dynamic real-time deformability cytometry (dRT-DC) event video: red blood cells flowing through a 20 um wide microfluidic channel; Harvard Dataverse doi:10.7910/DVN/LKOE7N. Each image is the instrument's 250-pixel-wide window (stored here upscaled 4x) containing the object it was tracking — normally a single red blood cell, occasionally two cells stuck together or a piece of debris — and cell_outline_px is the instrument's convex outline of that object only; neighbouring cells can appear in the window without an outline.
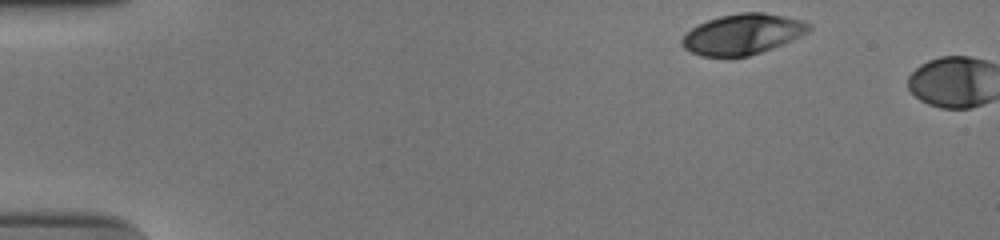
{"species": "human", "species_latin": "Homo sapiens", "temperature_condition": "cold", "stored_images_in_passage": 3, "camera_frame_rate_fps": 3000, "um_per_image_px": 0.085, "donor": {"sex": "male"}, "frame": {"image": 1, "passage_image": 1, "time_ms": 0.0, "image_size_px": [1000, 240], "cell_outline_px": [[812, 28], [808, 32], [800, 36], [772, 48], [748, 56], [700, 56], [684, 48], [680, 44], [680, 40], [692, 28], [708, 20], [720, 16], [740, 12], [764, 12], [784, 16], [800, 20], [812, 24]], "centroid_in_image_um": [63.13, 2.9], "position_along_channel_um": 21.9, "area_um2": 29.71}}